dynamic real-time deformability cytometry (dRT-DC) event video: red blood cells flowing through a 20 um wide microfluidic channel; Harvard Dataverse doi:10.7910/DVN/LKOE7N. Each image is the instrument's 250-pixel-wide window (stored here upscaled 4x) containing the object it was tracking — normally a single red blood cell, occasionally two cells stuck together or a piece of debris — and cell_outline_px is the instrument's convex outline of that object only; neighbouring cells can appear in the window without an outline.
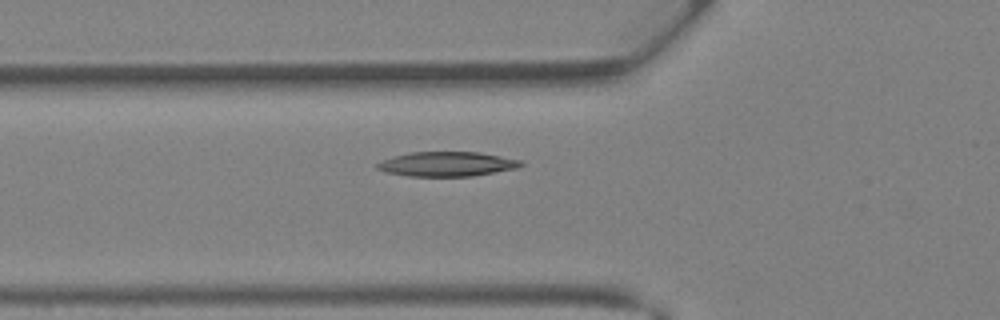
{"species": "Egyptian fruit bat (a non-hibernating species)", "species_latin": "Rousettus aegyptiacus", "temperature_condition": "warm", "stored_images_in_passage": 5, "camera_frame_rate_fps": 3000, "um_per_image_px": 0.085, "animal": {"sex": "female"}, "frame": {"image": 1, "passage_image": 3, "time_ms": 0.667, "image_size_px": [1000, 320], "cell_outline_px": [[524, 164], [520, 168], [472, 176], [408, 176], [384, 172], [376, 168], [376, 164], [380, 160], [392, 156], [408, 152], [480, 152], [520, 160]], "centroid_in_image_um": [37.96, 13.94], "position_along_channel_um": 87.8, "area_um2": 20.81}}